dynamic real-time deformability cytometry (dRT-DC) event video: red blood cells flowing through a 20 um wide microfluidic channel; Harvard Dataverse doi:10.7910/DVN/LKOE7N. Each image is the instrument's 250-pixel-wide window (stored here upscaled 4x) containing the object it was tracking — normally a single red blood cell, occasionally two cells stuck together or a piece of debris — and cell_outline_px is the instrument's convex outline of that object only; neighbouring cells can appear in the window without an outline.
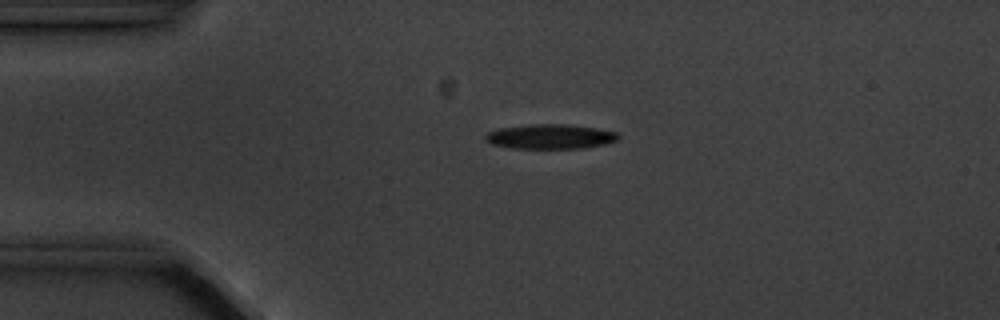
{"species": "common noctule bat (a hibernating species)", "species_latin": "Nyctalus noctula", "temperature_condition": "cold", "stored_images_in_passage": 4, "camera_frame_rate_fps": 3000, "um_per_image_px": 0.085, "animal": {"sex": "male", "body_mass_g": 20.1, "forearm_length_mm": 53.5}, "frame": {"image": 1, "passage_image": 3, "time_ms": 2.333, "image_size_px": [1000, 320], "cell_outline_px": [[620, 136], [616, 140], [604, 144], [584, 148], [512, 148], [492, 144], [484, 140], [484, 136], [488, 132], [500, 128], [528, 124], [564, 124], [596, 128], [616, 132]], "centroid_in_image_um": [46.74, 11.6], "position_along_channel_um": 38.3, "area_um2": 19.02}}